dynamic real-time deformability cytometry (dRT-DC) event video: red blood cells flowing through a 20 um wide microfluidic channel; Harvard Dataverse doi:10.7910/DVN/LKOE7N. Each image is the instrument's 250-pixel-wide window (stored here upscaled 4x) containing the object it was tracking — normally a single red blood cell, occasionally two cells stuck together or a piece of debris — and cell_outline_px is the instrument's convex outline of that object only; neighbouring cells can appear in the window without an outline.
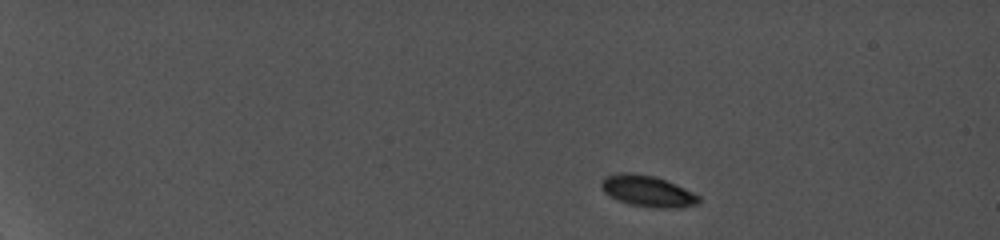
{"species": "common noctule bat (a hibernating species)", "species_latin": "Nyctalus noctula", "temperature_condition": "cold", "stored_images_in_passage": 5, "camera_frame_rate_fps": 5000, "um_per_image_px": 0.085, "animal": {"sex": "female", "body_mass_g": 19.0, "forearm_length_mm": 56.7}, "frame": {"image": 1, "passage_image": 1, "time_ms": 0.0, "image_size_px": [1000, 240], "cell_outline_px": [[700, 204], [680, 208], [652, 208], [628, 204], [616, 200], [604, 192], [600, 184], [600, 180], [604, 176], [620, 172], [632, 172], [656, 176], [684, 188], [700, 196]], "centroid_in_image_um": [55.02, 16.25], "position_along_channel_um": 30.0, "area_um2": 18.15}}
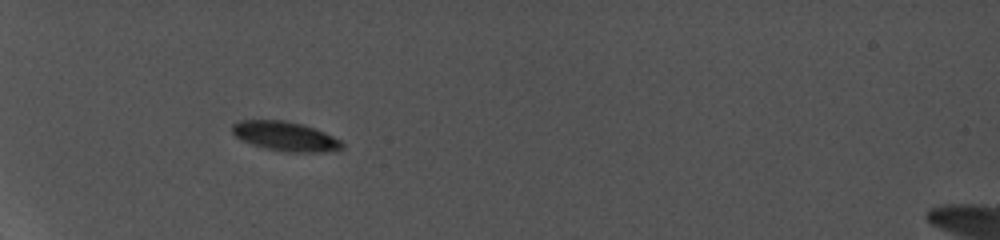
{"frame": {"image": 2, "passage_image": 4, "time_ms": 3.8, "image_size_px": [1000, 240], "cell_outline_px": [[344, 148], [324, 152], [288, 152], [264, 148], [240, 140], [232, 132], [232, 124], [240, 120], [284, 120], [304, 124], [324, 132], [340, 140], [344, 144]], "centroid_in_image_um": [24.24, 11.58], "position_along_channel_um": 60.8, "area_um2": 18.9}}